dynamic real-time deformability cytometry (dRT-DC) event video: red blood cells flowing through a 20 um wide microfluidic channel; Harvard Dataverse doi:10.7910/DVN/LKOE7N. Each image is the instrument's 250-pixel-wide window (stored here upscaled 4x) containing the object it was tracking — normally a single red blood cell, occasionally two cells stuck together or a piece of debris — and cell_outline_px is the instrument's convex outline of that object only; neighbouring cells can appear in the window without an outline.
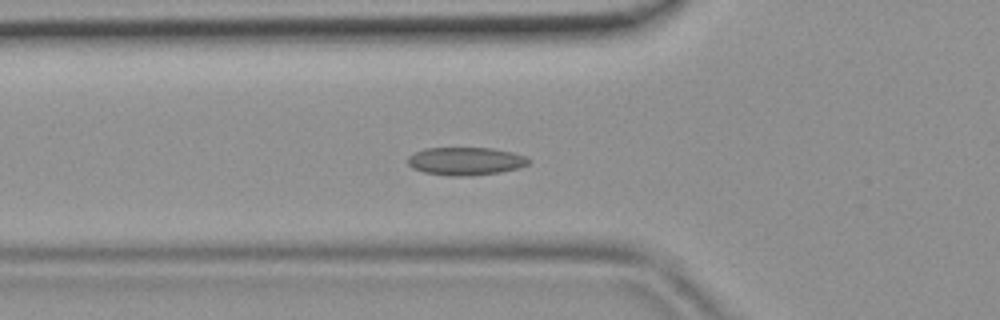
{"species": "common noctule bat (a hibernating species)", "species_latin": "Nyctalus noctula", "temperature_condition": "room temperature", "stored_images_in_passage": 41, "segment_of_instrument_passage": [1, 2], "camera_frame_rate_fps": 3000, "um_per_image_px": 0.085, "animal": {"sex": "female", "body_mass_g": 19.9}, "frame": {"image": 1, "passage_image": 9, "time_ms": 2.667, "image_size_px": [1000, 320], "cell_outline_px": [[532, 160], [528, 164], [520, 168], [500, 172], [472, 176], [448, 176], [424, 172], [412, 168], [408, 164], [408, 156], [424, 148], [492, 148], [512, 152], [524, 156]], "centroid_in_image_um": [39.59, 13.7], "position_along_channel_um": 86.2, "area_um2": 19.83}}
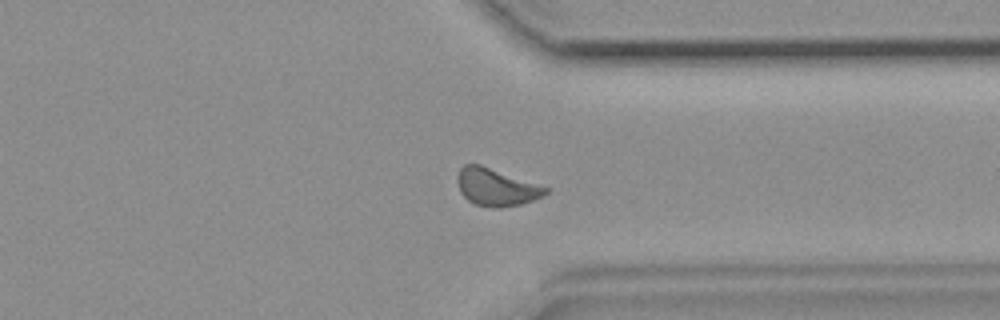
{"frame": {"image": 2, "passage_image": 29, "time_ms": 9.333, "image_size_px": [1000, 320], "cell_outline_px": [[548, 192], [544, 196], [520, 204], [500, 208], [492, 208], [476, 204], [468, 200], [460, 192], [456, 180], [456, 176], [460, 168], [464, 164], [480, 164], [548, 188]], "centroid_in_image_um": [42.13, 15.91], "position_along_channel_um": 369.3, "area_um2": 19.07}}
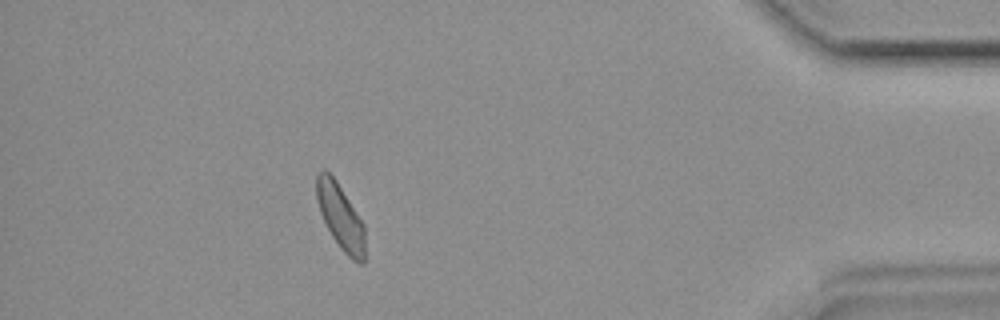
{"frame": {"image": 3, "passage_image": 35, "time_ms": 11.333, "image_size_px": [1000, 320], "cell_outline_px": [[364, 264], [360, 264], [352, 260], [340, 248], [332, 236], [320, 212], [316, 200], [316, 176], [324, 168], [336, 180], [364, 224]], "centroid_in_image_um": [28.93, 18.43], "position_along_channel_um": 406.3, "area_um2": 18.26}}